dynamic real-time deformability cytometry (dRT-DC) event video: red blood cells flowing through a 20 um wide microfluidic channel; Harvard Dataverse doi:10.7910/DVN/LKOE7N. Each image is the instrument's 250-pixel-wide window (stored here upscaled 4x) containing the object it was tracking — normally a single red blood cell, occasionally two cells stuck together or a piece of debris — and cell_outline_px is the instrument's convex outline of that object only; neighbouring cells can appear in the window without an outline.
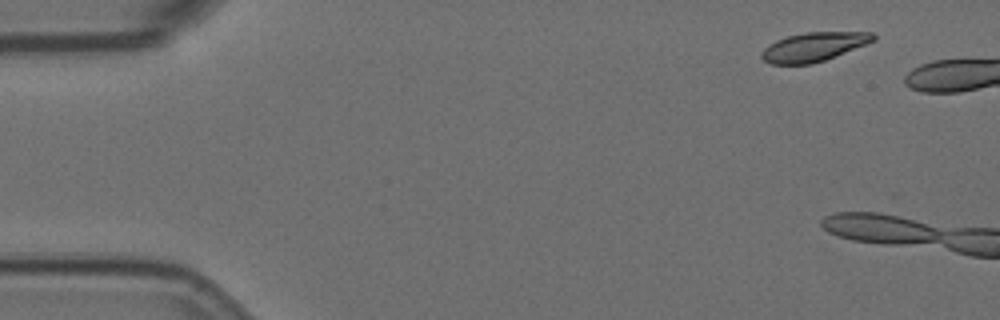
{"species": "Egyptian fruit bat (a non-hibernating species)", "species_latin": "Rousettus aegyptiacus", "temperature_condition": "room temperature", "stored_images_in_passage": 3, "camera_frame_rate_fps": 3000, "um_per_image_px": 0.085, "animal": {"sex": "female"}, "frame": {"image": 1, "passage_image": 1, "time_ms": 0.0, "image_size_px": [1000, 320], "cell_outline_px": [[876, 40], [824, 60], [812, 64], [772, 64], [764, 60], [760, 56], [764, 48], [776, 40], [788, 36], [808, 32], [872, 32], [876, 36]], "centroid_in_image_um": [69.17, 3.98], "position_along_channel_um": 15.8, "area_um2": 18.61}}